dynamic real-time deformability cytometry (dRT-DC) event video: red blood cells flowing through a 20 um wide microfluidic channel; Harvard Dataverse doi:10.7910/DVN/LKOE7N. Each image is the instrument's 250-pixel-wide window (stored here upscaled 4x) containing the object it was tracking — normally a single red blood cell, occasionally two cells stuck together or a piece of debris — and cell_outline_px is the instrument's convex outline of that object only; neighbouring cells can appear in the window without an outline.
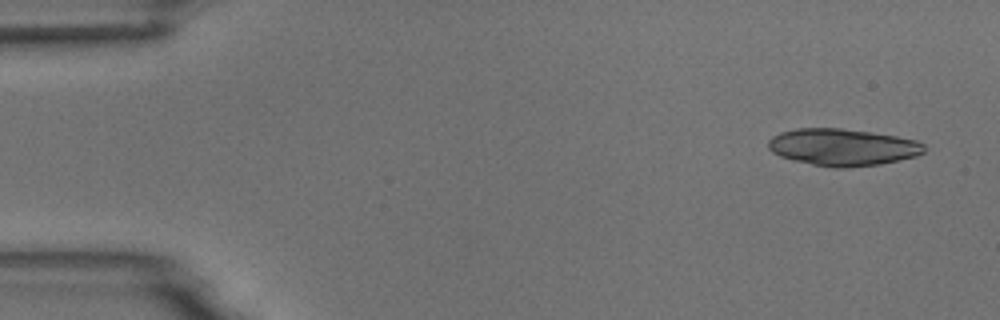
{"species": "common noctule bat (a hibernating species)", "species_latin": "Nyctalus noctula", "temperature_condition": "room temperature", "stored_images_in_passage": 5, "segment_of_instrument_passage": [1, 2], "camera_frame_rate_fps": 3000, "um_per_image_px": 0.085, "animal": {"sex": "male", "body_mass_g": 18.8}, "frame": {"image": 1, "passage_image": 1, "time_ms": 0.0, "image_size_px": [1000, 320], "cell_outline_px": [[924, 152], [916, 156], [880, 164], [844, 168], [836, 168], [812, 164], [780, 156], [772, 152], [768, 148], [768, 140], [772, 136], [780, 132], [796, 128], [840, 128], [896, 136], [916, 140], [924, 144]], "centroid_in_image_um": [71.6, 12.5], "position_along_channel_um": 13.4, "area_um2": 33.41}}